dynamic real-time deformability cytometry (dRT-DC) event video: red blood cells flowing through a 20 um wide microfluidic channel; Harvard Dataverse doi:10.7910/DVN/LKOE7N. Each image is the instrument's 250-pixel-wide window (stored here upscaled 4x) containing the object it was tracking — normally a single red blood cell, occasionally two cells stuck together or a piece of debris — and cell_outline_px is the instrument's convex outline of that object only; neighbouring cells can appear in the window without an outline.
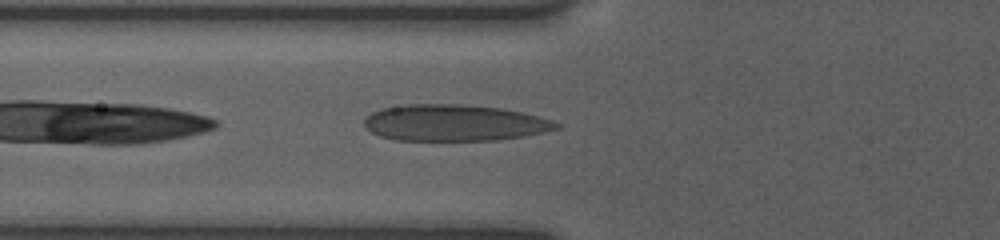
{"species": "human", "species_latin": "Homo sapiens", "temperature_condition": "room temperature", "stored_images_in_passage": 34, "camera_frame_rate_fps": 3000, "um_per_image_px": 0.085, "donor": {"sex": "female"}, "frame": {"image": 1, "passage_image": 3, "time_ms": 0.667, "image_size_px": [1000, 240], "cell_outline_px": [[560, 128], [544, 132], [524, 136], [496, 140], [396, 140], [380, 136], [372, 132], [364, 124], [364, 120], [372, 112], [380, 108], [404, 104], [460, 104], [500, 108], [520, 112], [552, 120], [560, 124]], "centroid_in_image_um": [38.6, 10.44], "position_along_channel_um": 87.2, "area_um2": 40.63}}
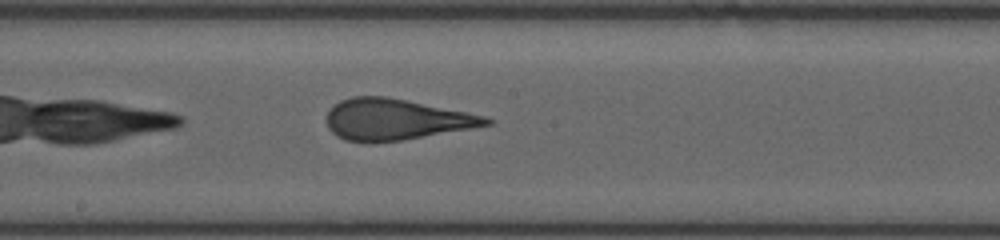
{"frame": {"image": 2, "passage_image": 13, "time_ms": 4.0, "image_size_px": [1000, 240], "cell_outline_px": [[496, 120], [492, 124], [472, 128], [400, 140], [344, 140], [336, 136], [328, 128], [328, 112], [340, 100], [352, 96], [388, 96], [484, 116]], "centroid_in_image_um": [33.66, 10.12], "position_along_channel_um": 214.5, "area_um2": 37.28}}
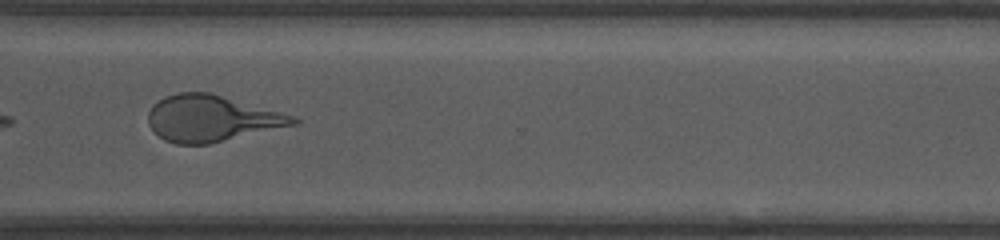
{"frame": {"image": 3, "passage_image": 24, "time_ms": 7.667, "image_size_px": [1000, 240], "cell_outline_px": [[300, 120], [296, 124], [208, 144], [176, 144], [164, 140], [148, 124], [148, 112], [152, 104], [164, 96], [180, 92], [208, 92], [296, 116]], "centroid_in_image_um": [17.95, 10.06], "position_along_channel_um": 352.7, "area_um2": 38.78}, "authors_computed_cell_mechanics": {"area_um2": 38.7838, "velocity_mm_per_s": 3.7792, "shape_relaxation_time_tau1_ms": 7.0479, "shape_relaxation_time_tau2_ms": 0.8677, "deformation_change_tau1": 0.232, "deformation_change_tau2": 0.0897}}